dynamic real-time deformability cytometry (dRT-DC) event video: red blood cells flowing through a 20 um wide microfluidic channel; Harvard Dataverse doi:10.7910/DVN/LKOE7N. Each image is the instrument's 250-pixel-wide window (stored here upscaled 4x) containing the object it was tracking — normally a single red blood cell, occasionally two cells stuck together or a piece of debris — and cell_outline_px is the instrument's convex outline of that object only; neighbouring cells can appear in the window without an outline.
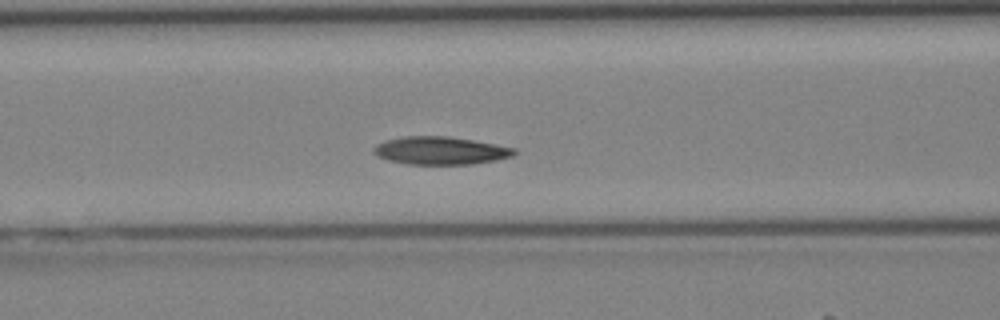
{"species": "Egyptian fruit bat (a non-hibernating species)", "species_latin": "Rousettus aegyptiacus", "temperature_condition": "cold", "stored_images_in_passage": 40, "camera_frame_rate_fps": 3000, "um_per_image_px": 0.085, "animal": {"sex": "female"}, "frame": {"image": 1, "passage_image": 16, "time_ms": 5.0, "image_size_px": [1000, 320], "cell_outline_px": [[516, 152], [512, 156], [496, 160], [472, 164], [408, 164], [388, 160], [376, 156], [372, 152], [372, 148], [376, 144], [384, 140], [404, 136], [448, 136], [472, 140], [516, 148]], "centroid_in_image_um": [37.38, 12.8], "position_along_channel_um": 129.2, "area_um2": 22.89}}
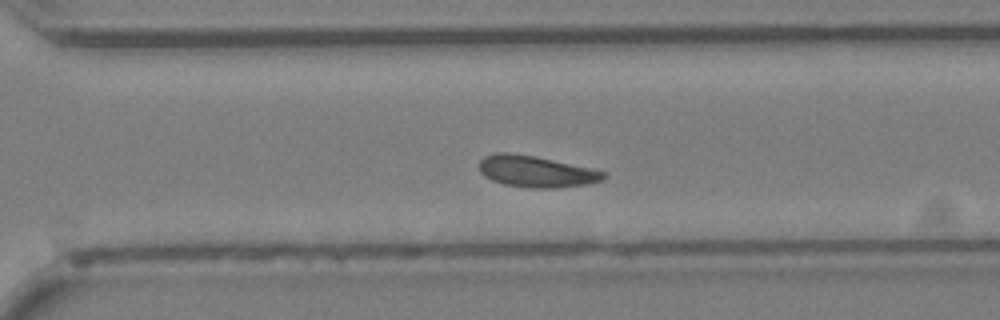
{"frame": {"image": 2, "passage_image": 28, "time_ms": 9.0, "image_size_px": [1000, 320], "cell_outline_px": [[608, 176], [600, 180], [588, 184], [556, 188], [532, 188], [504, 184], [492, 180], [484, 176], [480, 172], [480, 160], [484, 156], [496, 152], [508, 152], [532, 156], [592, 168], [608, 172]], "centroid_in_image_um": [45.58, 14.58], "position_along_channel_um": 325.0, "area_um2": 22.72}}
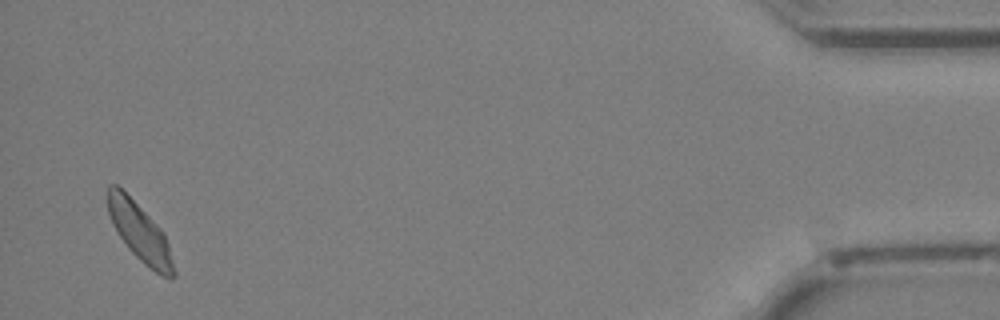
{"frame": {"image": 3, "passage_image": 39, "time_ms": 12.667, "image_size_px": [1000, 320], "cell_outline_px": [[176, 276], [160, 276], [144, 264], [128, 248], [112, 224], [108, 212], [108, 184], [116, 184], [164, 232], [168, 244], [176, 272]], "centroid_in_image_um": [11.89, 19.78], "position_along_channel_um": 423.3, "area_um2": 21.73}}